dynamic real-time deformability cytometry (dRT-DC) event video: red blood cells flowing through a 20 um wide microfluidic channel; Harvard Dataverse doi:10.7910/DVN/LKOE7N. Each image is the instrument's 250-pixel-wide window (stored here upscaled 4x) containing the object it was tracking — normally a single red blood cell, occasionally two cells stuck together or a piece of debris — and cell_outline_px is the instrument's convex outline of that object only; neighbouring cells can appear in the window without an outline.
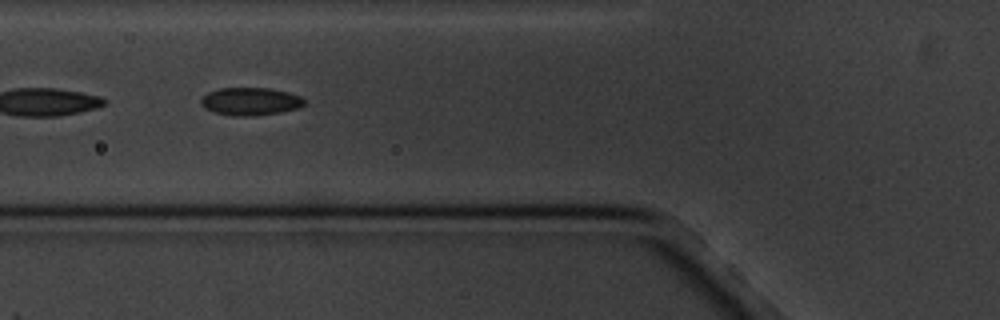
{"species": "common noctule bat (a hibernating species)", "species_latin": "Nyctalus noctula", "temperature_condition": "cold", "stored_images_in_passage": 6, "camera_frame_rate_fps": 3000, "um_per_image_px": 0.085, "animal": {"sex": "male", "body_mass_g": 20.1, "forearm_length_mm": 53.5}, "frame": {"image": 1, "passage_image": 6, "time_ms": 6.667, "image_size_px": [1000, 320], "cell_outline_px": [[308, 100], [304, 104], [296, 108], [280, 112], [252, 116], [236, 116], [212, 112], [204, 108], [200, 104], [200, 100], [208, 92], [220, 88], [272, 88], [304, 96]], "centroid_in_image_um": [21.31, 8.61], "position_along_channel_um": 104.5, "area_um2": 16.94}}